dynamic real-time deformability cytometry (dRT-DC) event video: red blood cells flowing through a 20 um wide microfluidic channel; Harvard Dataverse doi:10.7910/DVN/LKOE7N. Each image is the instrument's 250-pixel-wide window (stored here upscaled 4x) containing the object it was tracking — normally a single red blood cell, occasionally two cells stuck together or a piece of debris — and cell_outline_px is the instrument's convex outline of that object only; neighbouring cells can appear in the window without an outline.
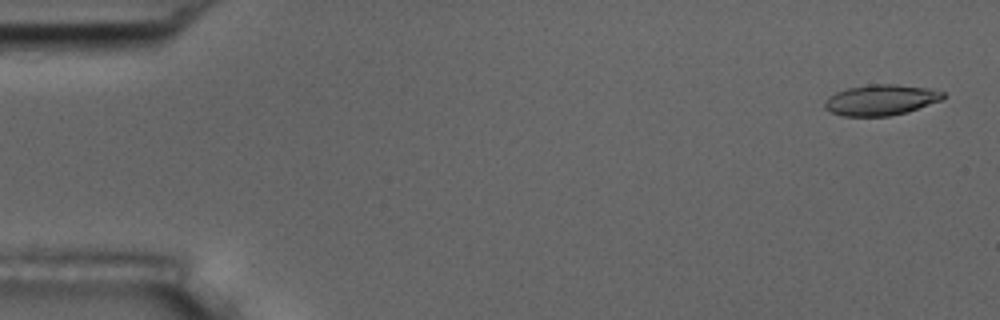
{"species": "common noctule bat (a hibernating species)", "species_latin": "Nyctalus noctula", "temperature_condition": "room temperature", "stored_images_in_passage": 5, "camera_frame_rate_fps": 3000, "um_per_image_px": 0.085, "animal": {"sex": "male", "body_mass_g": 17.5, "forearm_length_mm": 52.3}, "frame": {"image": 1, "passage_image": 1, "time_ms": 0.0, "image_size_px": [1000, 320], "cell_outline_px": [[944, 96], [940, 100], [908, 112], [888, 116], [844, 116], [832, 112], [824, 108], [824, 100], [828, 96], [836, 92], [848, 88], [868, 84], [896, 84], [928, 88], [944, 92]], "centroid_in_image_um": [74.84, 8.49], "position_along_channel_um": 10.2, "area_um2": 21.15}}
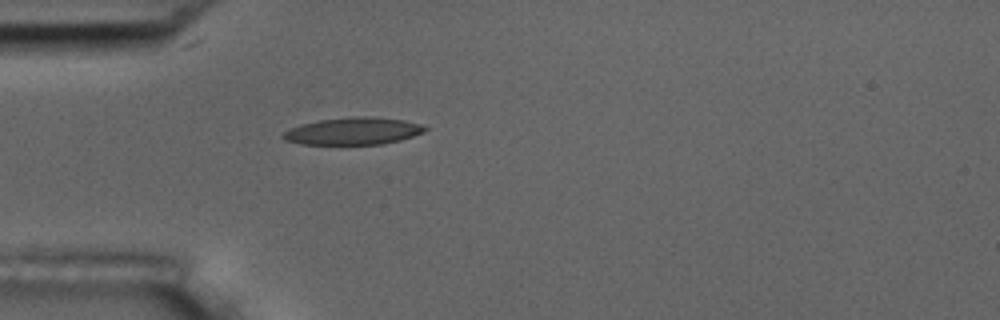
{"frame": {"image": 2, "passage_image": 5, "time_ms": 4.667, "image_size_px": [1000, 320], "cell_outline_px": [[428, 128], [424, 132], [400, 140], [380, 144], [300, 144], [284, 140], [280, 136], [284, 132], [300, 124], [320, 120], [352, 116], [372, 116], [404, 120], [420, 124]], "centroid_in_image_um": [30.01, 11.14], "position_along_channel_um": 55.0, "area_um2": 22.48}}